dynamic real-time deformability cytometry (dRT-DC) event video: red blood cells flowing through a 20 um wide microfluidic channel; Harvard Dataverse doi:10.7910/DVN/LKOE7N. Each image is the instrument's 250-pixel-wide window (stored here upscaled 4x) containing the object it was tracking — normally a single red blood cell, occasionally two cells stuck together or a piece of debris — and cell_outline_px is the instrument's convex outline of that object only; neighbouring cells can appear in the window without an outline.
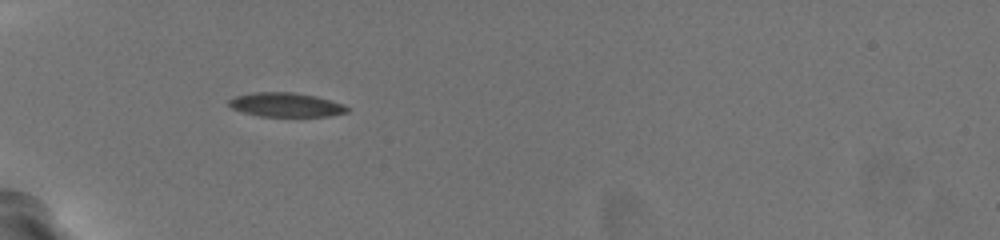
{"species": "common noctule bat (a hibernating species)", "species_latin": "Nyctalus noctula", "temperature_condition": "warm", "stored_images_in_passage": 38, "camera_frame_rate_fps": 3000, "um_per_image_px": 0.085, "animal": {"sex": "female", "body_mass_g": 19.5, "forearm_length_mm": 54.1}, "frame": {"image": 1, "passage_image": 1, "time_ms": 0.0, "image_size_px": [1000, 240], "cell_outline_px": [[348, 112], [332, 116], [260, 116], [244, 112], [232, 108], [228, 104], [228, 100], [236, 96], [252, 92], [292, 92], [316, 96], [344, 104], [348, 108]], "centroid_in_image_um": [24.31, 8.9], "position_along_channel_um": 60.7, "area_um2": 16.59}}
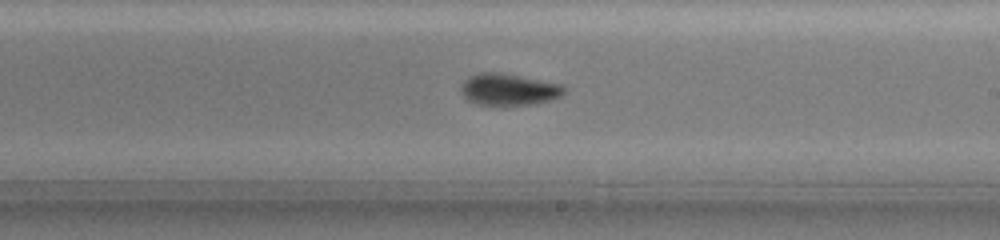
{"frame": {"image": 2, "passage_image": 17, "time_ms": 5.333, "image_size_px": [1000, 240], "cell_outline_px": [[568, 88], [560, 96], [552, 100], [532, 104], [476, 104], [468, 100], [460, 92], [460, 84], [468, 76], [480, 72], [496, 72], [564, 84]], "centroid_in_image_um": [43.24, 7.59], "position_along_channel_um": 245.8, "area_um2": 19.07}}
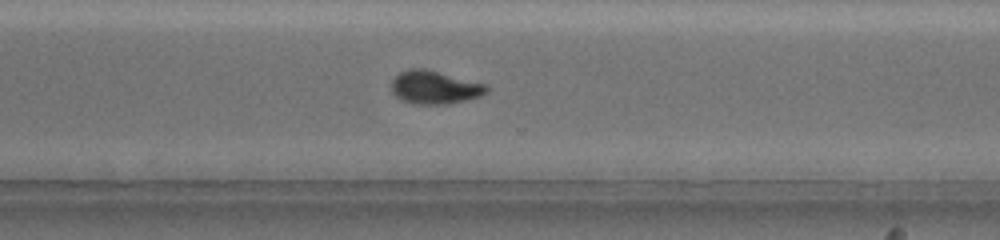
{"frame": {"image": 3, "passage_image": 24, "time_ms": 7.667, "image_size_px": [1000, 240], "cell_outline_px": [[488, 92], [480, 96], [448, 104], [416, 104], [404, 100], [396, 96], [392, 92], [392, 80], [400, 72], [408, 68], [424, 68], [488, 84]], "centroid_in_image_um": [36.97, 7.41], "position_along_channel_um": 333.6, "area_um2": 18.38}, "authors_computed_cell_mechanics": {"area_um2": 18.0625, "velocity_mm_per_s": 3.7657, "shape_relaxation_time_tau1_ms": 4.0808, "shape_relaxation_time_tau2_ms": 0.7598, "deformation_change_tau1": 0.1716, "deformation_change_tau2": 0.0537}}